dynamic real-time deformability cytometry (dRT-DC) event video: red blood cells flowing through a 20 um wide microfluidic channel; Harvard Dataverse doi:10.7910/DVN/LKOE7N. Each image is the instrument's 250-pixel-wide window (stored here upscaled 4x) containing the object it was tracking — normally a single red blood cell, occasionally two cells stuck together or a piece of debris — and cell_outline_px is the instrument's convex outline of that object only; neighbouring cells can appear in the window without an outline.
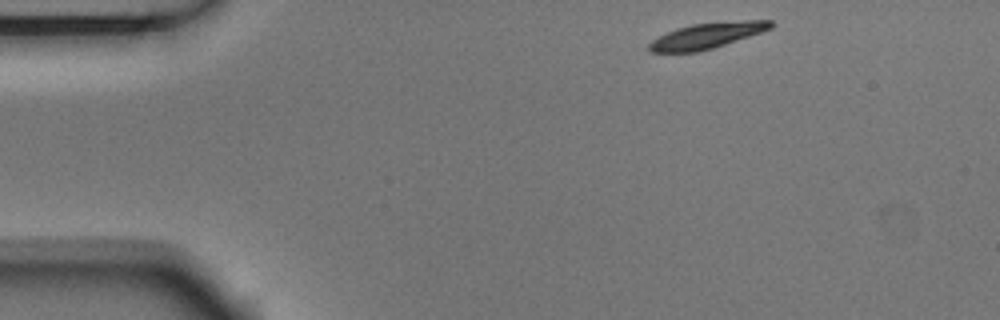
{"species": "Egyptian fruit bat (a non-hibernating species)", "species_latin": "Rousettus aegyptiacus", "temperature_condition": "room temperature", "stored_images_in_passage": 4, "camera_frame_rate_fps": 3000, "um_per_image_px": 0.085, "animal": {"sex": "male"}, "frame": {"image": 1, "passage_image": 1, "time_ms": 0.0, "image_size_px": [1000, 320], "cell_outline_px": [[776, 24], [772, 28], [712, 48], [696, 52], [652, 52], [648, 48], [648, 44], [652, 40], [676, 28], [692, 24], [744, 20], [772, 20]], "centroid_in_image_um": [60.1, 3.02], "position_along_channel_um": 24.9, "area_um2": 17.92}}
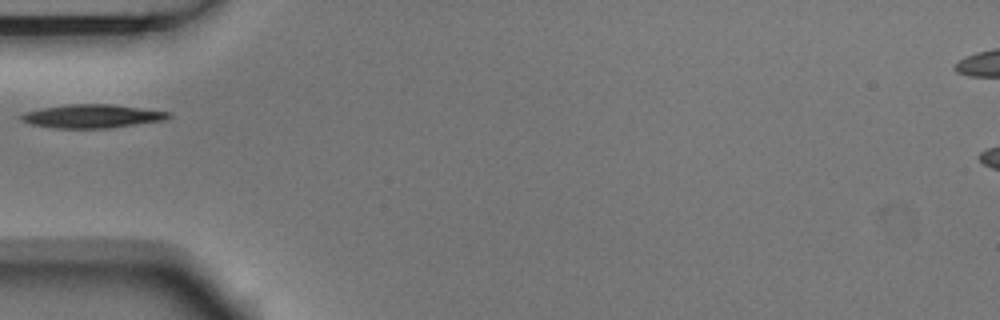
{"frame": {"image": 2, "passage_image": 3, "time_ms": 0.667, "image_size_px": [1000, 320], "cell_outline_px": [[172, 116], [164, 120], [108, 128], [52, 128], [28, 124], [20, 120], [16, 116], [24, 112], [44, 108], [68, 104], [112, 104], [172, 112]], "centroid_in_image_um": [7.78, 9.88], "position_along_channel_um": 77.2, "area_um2": 20.35}}
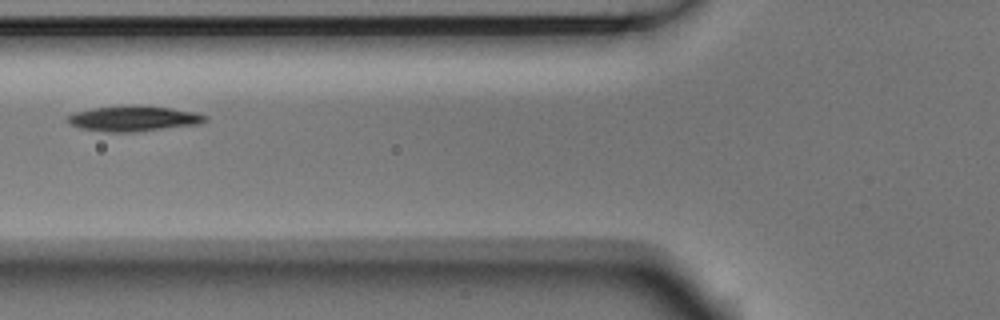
{"frame": {"image": 3, "passage_image": 4, "time_ms": 1.0, "image_size_px": [1000, 320], "cell_outline_px": [[208, 120], [200, 124], [132, 132], [104, 132], [80, 128], [68, 124], [64, 120], [64, 116], [76, 112], [92, 108], [128, 104], [140, 104], [172, 108], [196, 112], [208, 116]], "centroid_in_image_um": [11.31, 10.06], "position_along_channel_um": 114.5, "area_um2": 20.98}}